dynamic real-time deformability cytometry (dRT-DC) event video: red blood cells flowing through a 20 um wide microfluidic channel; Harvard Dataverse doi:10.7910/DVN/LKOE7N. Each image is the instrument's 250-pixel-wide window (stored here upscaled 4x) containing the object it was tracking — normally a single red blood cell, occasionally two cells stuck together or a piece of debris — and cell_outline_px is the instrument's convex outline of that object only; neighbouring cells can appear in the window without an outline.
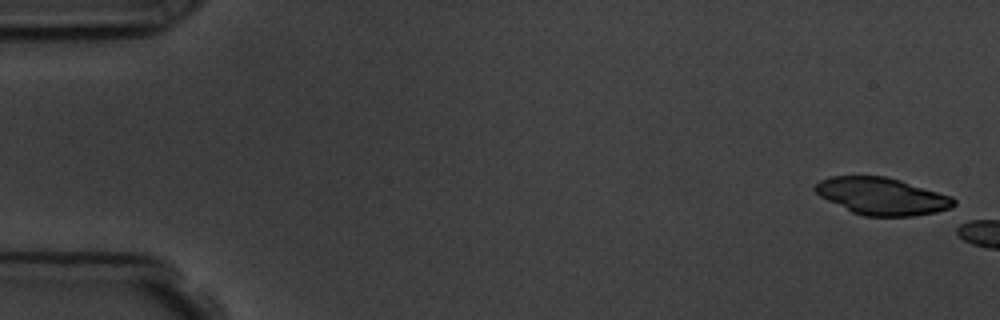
{"species": "common noctule bat (a hibernating species)", "species_latin": "Nyctalus noctula", "temperature_condition": "room temperature", "stored_images_in_passage": 2, "camera_frame_rate_fps": 3000, "um_per_image_px": 0.085, "animal": {"sex": "male", "body_mass_g": 19.5, "forearm_length_mm": 54.6}, "frame": {"image": 1, "passage_image": 1, "time_ms": 0.0, "image_size_px": [1000, 320], "cell_outline_px": [[956, 204], [948, 208], [936, 212], [912, 216], [864, 216], [852, 212], [820, 196], [812, 188], [820, 180], [832, 176], [884, 176], [900, 180], [952, 196], [956, 200]], "centroid_in_image_um": [74.96, 16.67], "position_along_channel_um": 10.0, "area_um2": 29.82}}